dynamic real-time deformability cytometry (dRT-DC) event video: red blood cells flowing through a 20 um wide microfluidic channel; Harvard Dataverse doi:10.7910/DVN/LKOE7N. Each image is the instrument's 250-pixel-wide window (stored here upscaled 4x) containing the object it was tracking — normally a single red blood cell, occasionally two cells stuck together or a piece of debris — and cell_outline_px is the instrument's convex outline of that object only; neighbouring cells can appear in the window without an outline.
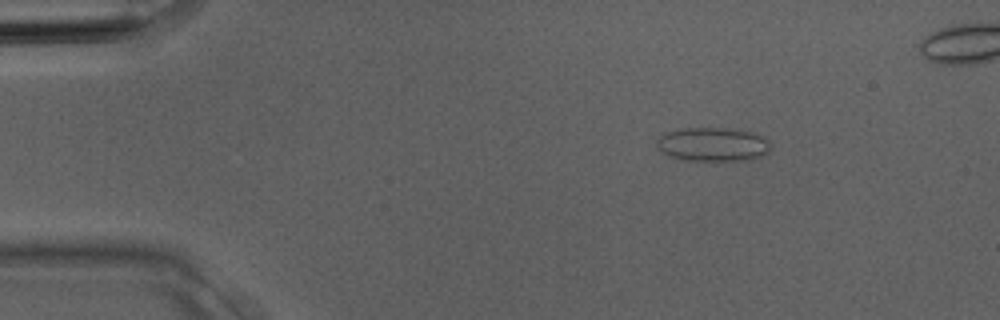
{"species": "Egyptian fruit bat (a non-hibernating species)", "species_latin": "Rousettus aegyptiacus", "temperature_condition": "room temperature", "stored_images_in_passage": 4, "camera_frame_rate_fps": 3000, "um_per_image_px": 0.085, "animal": {"sex": "male"}, "frame": {"image": 1, "passage_image": 2, "time_ms": 0.333, "image_size_px": [1000, 320], "cell_outline_px": [[772, 148], [768, 152], [752, 160], [684, 160], [660, 152], [656, 148], [656, 140], [660, 136], [668, 132], [680, 128], [732, 128], [756, 132], [764, 136], [772, 144]], "centroid_in_image_um": [60.63, 12.26], "position_along_channel_um": 24.4, "area_um2": 22.89}}